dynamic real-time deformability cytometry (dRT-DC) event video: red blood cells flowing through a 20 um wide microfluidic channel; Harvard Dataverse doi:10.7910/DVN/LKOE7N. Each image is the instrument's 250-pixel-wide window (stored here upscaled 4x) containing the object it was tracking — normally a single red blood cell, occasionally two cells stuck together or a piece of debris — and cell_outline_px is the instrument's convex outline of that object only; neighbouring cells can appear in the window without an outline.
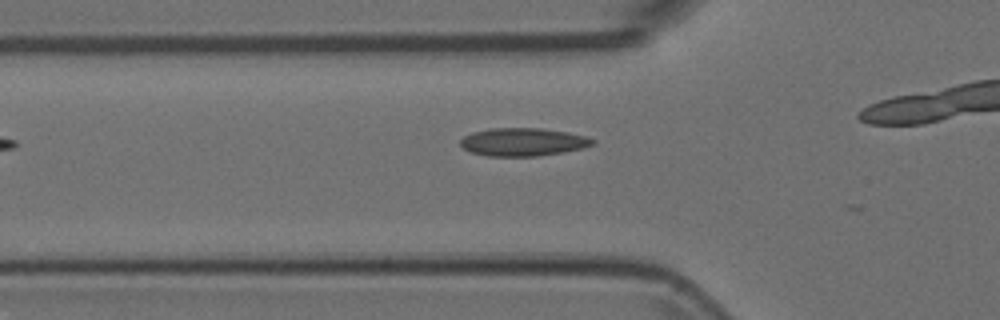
{"species": "Egyptian fruit bat (a non-hibernating species)", "species_latin": "Rousettus aegyptiacus", "temperature_condition": "room temperature", "stored_images_in_passage": 9, "camera_frame_rate_fps": 3000, "um_per_image_px": 0.085, "animal": {"sex": "female"}, "frame": {"image": 1, "passage_image": 5, "time_ms": 1.333, "image_size_px": [1000, 320], "cell_outline_px": [[596, 144], [564, 152], [536, 156], [488, 156], [472, 152], [464, 148], [460, 144], [460, 140], [464, 136], [472, 132], [492, 128], [540, 128], [568, 132], [584, 136], [596, 140]], "centroid_in_image_um": [44.46, 12.06], "position_along_channel_um": 81.3, "area_um2": 21.5}}
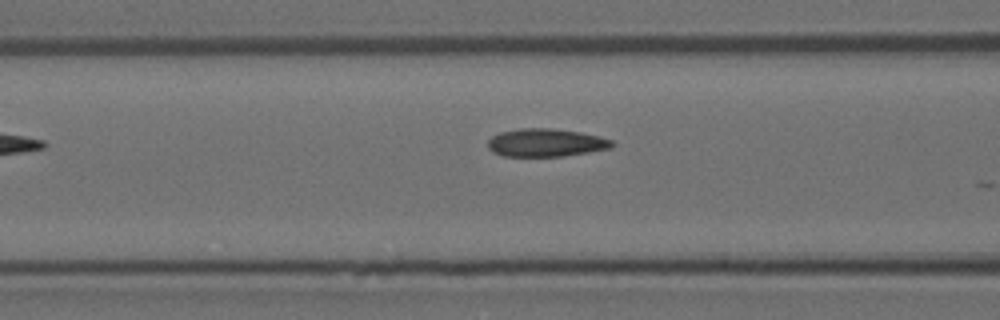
{"frame": {"image": 2, "passage_image": 8, "time_ms": 2.333, "image_size_px": [1000, 320], "cell_outline_px": [[616, 144], [612, 148], [588, 152], [560, 156], [504, 156], [492, 152], [488, 148], [488, 140], [492, 136], [500, 132], [520, 128], [552, 128], [580, 132], [600, 136], [612, 140]], "centroid_in_image_um": [46.41, 12.12], "position_along_channel_um": 120.2, "area_um2": 20.35}}